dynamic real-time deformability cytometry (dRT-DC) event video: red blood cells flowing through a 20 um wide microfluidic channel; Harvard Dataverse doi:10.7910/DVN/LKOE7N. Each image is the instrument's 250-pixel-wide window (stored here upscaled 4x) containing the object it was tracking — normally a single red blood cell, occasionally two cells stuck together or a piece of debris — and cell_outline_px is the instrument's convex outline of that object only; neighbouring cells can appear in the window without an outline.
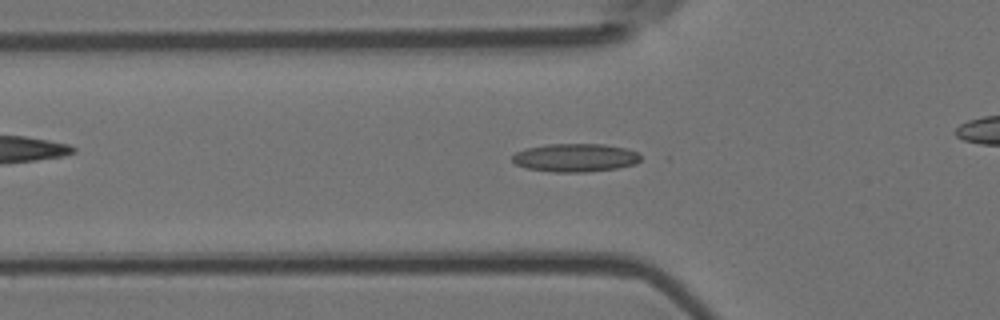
{"species": "Egyptian fruit bat (a non-hibernating species)", "species_latin": "Rousettus aegyptiacus", "temperature_condition": "room temperature", "stored_images_in_passage": 41, "camera_frame_rate_fps": 3000, "um_per_image_px": 0.085, "animal": {"sex": "female"}, "frame": {"image": 1, "passage_image": 14, "time_ms": 4.333, "image_size_px": [1000, 320], "cell_outline_px": [[640, 160], [636, 164], [616, 168], [584, 172], [552, 172], [524, 168], [516, 164], [512, 160], [512, 156], [516, 152], [524, 148], [548, 144], [604, 144], [628, 148], [636, 152], [640, 156]], "centroid_in_image_um": [48.88, 13.4], "position_along_channel_um": 76.9, "area_um2": 21.27}}
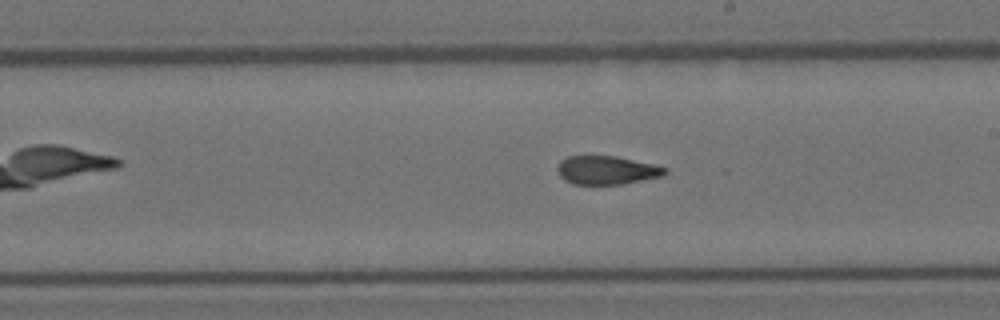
{"frame": {"image": 2, "passage_image": 27, "time_ms": 8.667, "image_size_px": [1000, 320], "cell_outline_px": [[668, 172], [664, 176], [620, 184], [572, 184], [564, 180], [560, 176], [556, 168], [560, 160], [568, 156], [616, 156], [652, 164], [668, 168]], "centroid_in_image_um": [51.56, 14.46], "position_along_channel_um": 237.4, "area_um2": 17.92}}
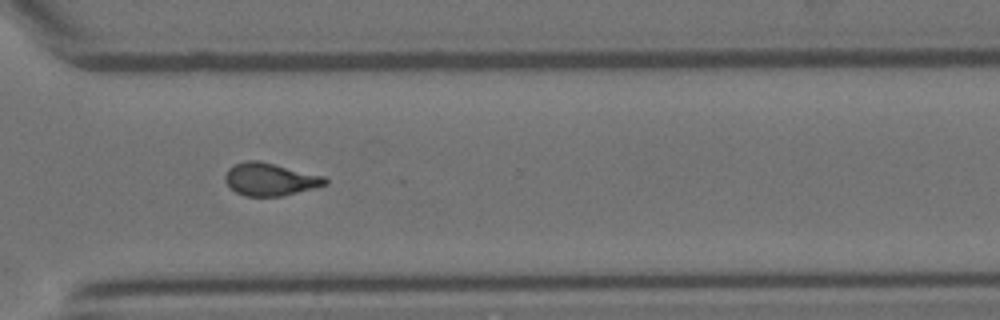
{"frame": {"image": 3, "passage_image": 36, "time_ms": 11.667, "image_size_px": [1000, 320], "cell_outline_px": [[328, 184], [316, 188], [280, 196], [244, 196], [236, 192], [224, 180], [224, 176], [228, 168], [244, 160], [260, 160], [324, 176], [328, 180]], "centroid_in_image_um": [22.96, 15.23], "position_along_channel_um": 347.6, "area_um2": 19.13}}